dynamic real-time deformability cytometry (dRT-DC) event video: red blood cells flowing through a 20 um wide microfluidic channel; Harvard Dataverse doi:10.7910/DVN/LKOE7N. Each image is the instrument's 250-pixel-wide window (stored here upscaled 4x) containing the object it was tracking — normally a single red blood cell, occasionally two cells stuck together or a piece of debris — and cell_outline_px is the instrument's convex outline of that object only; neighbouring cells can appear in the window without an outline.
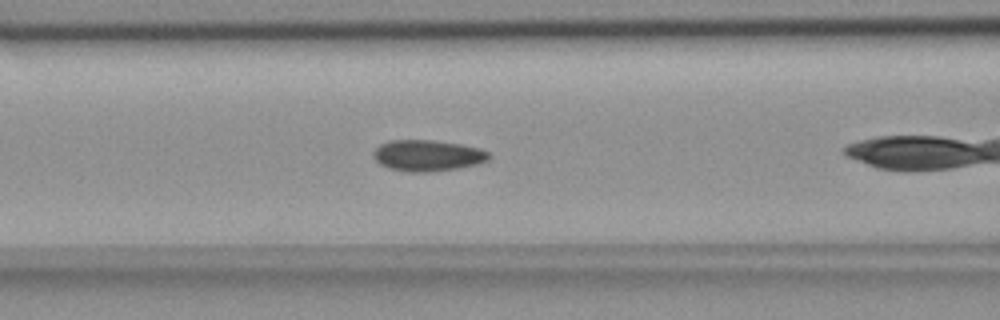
{"species": "common noctule bat (a hibernating species)", "species_latin": "Nyctalus noctula", "temperature_condition": "room temperature", "stored_images_in_passage": 30, "camera_frame_rate_fps": 3000, "um_per_image_px": 0.085, "animal": {"sex": "female", "body_mass_g": 18.4}, "frame": {"image": 1, "passage_image": 9, "time_ms": 2.667, "image_size_px": [1000, 320], "cell_outline_px": [[492, 156], [488, 160], [476, 164], [460, 168], [432, 172], [408, 172], [388, 168], [380, 164], [372, 156], [372, 152], [380, 144], [388, 140], [436, 140], [460, 144], [480, 148], [488, 152]], "centroid_in_image_um": [36.34, 13.22], "position_along_channel_um": 130.3, "area_um2": 21.27}}
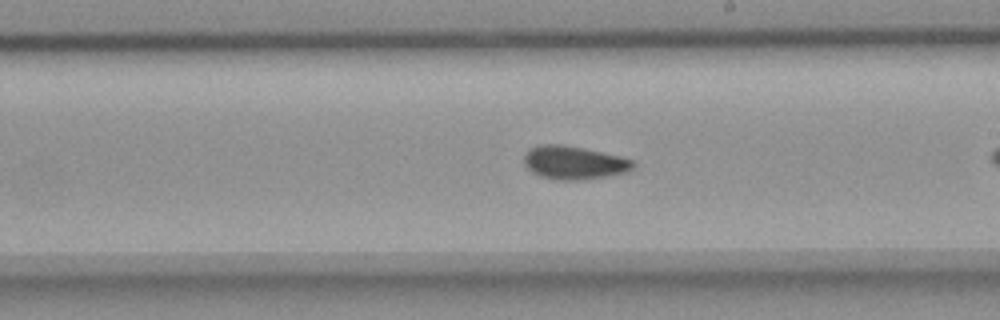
{"frame": {"image": 2, "passage_image": 18, "time_ms": 5.667, "image_size_px": [1000, 320], "cell_outline_px": [[636, 164], [632, 168], [624, 172], [604, 176], [580, 180], [552, 180], [540, 176], [532, 172], [524, 164], [524, 156], [528, 148], [540, 144], [564, 144], [584, 148], [620, 156], [632, 160]], "centroid_in_image_um": [48.73, 13.81], "position_along_channel_um": 240.3, "area_um2": 21.21}}
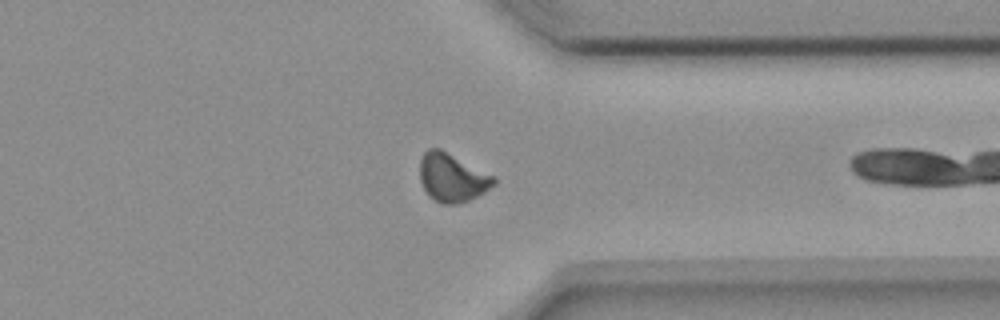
{"frame": {"image": 3, "passage_image": 29, "time_ms": 9.333, "image_size_px": [1000, 320], "cell_outline_px": [[496, 184], [484, 192], [468, 200], [456, 204], [440, 204], [424, 188], [420, 180], [420, 160], [424, 152], [428, 148], [440, 148], [496, 176]], "centroid_in_image_um": [38.46, 15.07], "position_along_channel_um": 372.9, "area_um2": 20.81}}